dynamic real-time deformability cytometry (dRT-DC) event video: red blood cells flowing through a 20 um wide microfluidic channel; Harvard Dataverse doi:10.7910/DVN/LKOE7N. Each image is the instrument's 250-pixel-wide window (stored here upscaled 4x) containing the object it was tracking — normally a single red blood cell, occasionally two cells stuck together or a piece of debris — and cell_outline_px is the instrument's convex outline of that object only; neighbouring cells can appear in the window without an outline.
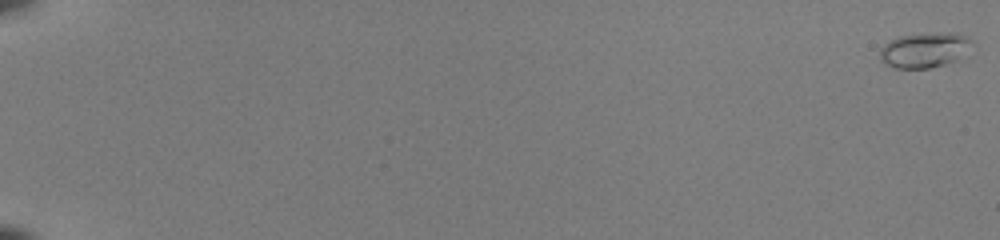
{"species": "common noctule bat (a hibernating species)", "species_latin": "Nyctalus noctula", "temperature_condition": "room temperature", "stored_images_in_passage": 53, "camera_frame_rate_fps": 3000, "um_per_image_px": 0.085, "animal": {"sex": "female", "body_mass_g": 22.0, "forearm_length_mm": 56.7}, "frame": {"image": 1, "passage_image": 1, "time_ms": 0.0, "image_size_px": [1000, 240], "cell_outline_px": [[972, 40], [956, 60], [944, 64], [928, 68], [896, 68], [884, 64], [880, 60], [880, 48], [884, 44], [900, 36], [940, 32], [956, 32]], "centroid_in_image_um": [78.5, 4.25], "position_along_channel_um": 6.5, "area_um2": 18.38}}
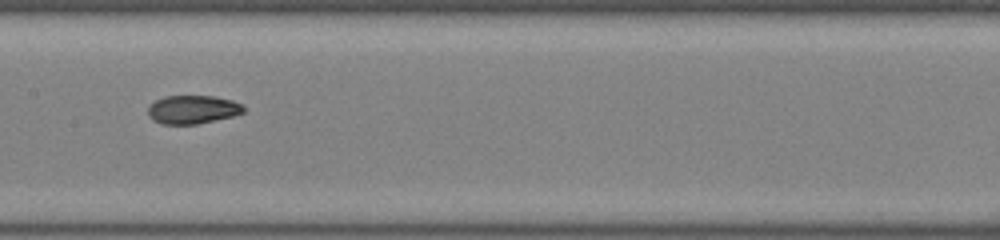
{"frame": {"image": 2, "passage_image": 31, "time_ms": 10.0, "image_size_px": [1000, 240], "cell_outline_px": [[244, 112], [232, 116], [196, 124], [160, 124], [152, 120], [148, 116], [148, 108], [156, 100], [164, 96], [216, 96], [232, 100], [240, 104], [244, 108]], "centroid_in_image_um": [16.35, 9.31], "position_along_channel_um": 191.1, "area_um2": 15.78}}
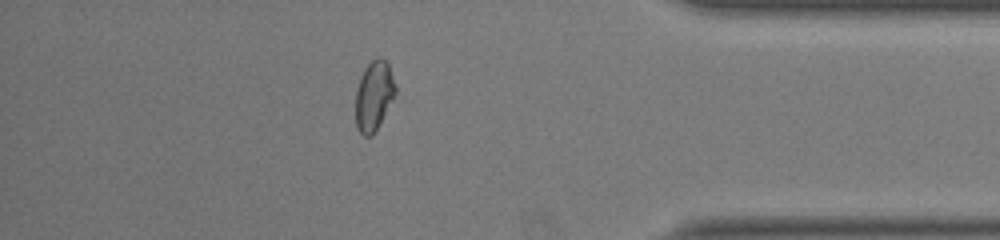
{"frame": {"image": 3, "passage_image": 48, "time_ms": 15.667, "image_size_px": [1000, 240], "cell_outline_px": [[396, 92], [392, 100], [372, 136], [364, 136], [356, 128], [356, 92], [360, 76], [364, 68], [372, 60], [380, 56], [388, 64], [396, 84]], "centroid_in_image_um": [31.77, 8.12], "position_along_channel_um": 403.4, "area_um2": 16.01}, "authors_computed_cell_mechanics": {"area_um2": 16.3574, "velocity_mm_per_s": 4.0994, "shape_relaxation_time_tau1_ms": null, "shape_relaxation_time_tau2_ms": 1.2368, "deformation_change_tau1": null, "deformation_change_tau2": 0.0577}}